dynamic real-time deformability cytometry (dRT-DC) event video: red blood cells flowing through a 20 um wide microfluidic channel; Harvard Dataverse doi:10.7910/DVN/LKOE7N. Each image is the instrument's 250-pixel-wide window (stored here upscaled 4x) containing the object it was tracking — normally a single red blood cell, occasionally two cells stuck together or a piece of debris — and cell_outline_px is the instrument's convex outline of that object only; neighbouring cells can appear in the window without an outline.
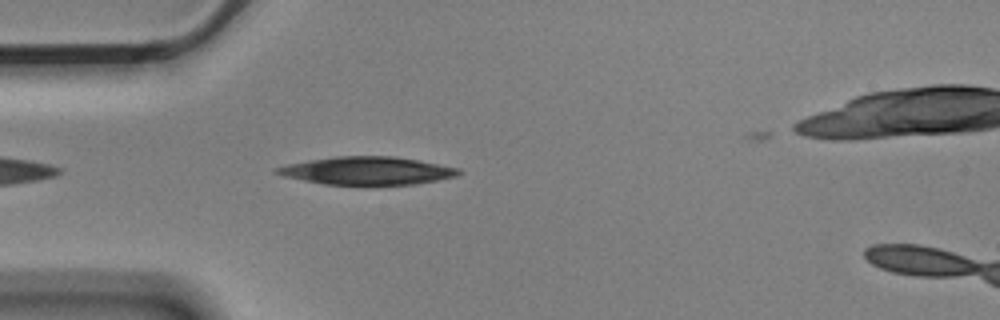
{"species": "Egyptian fruit bat (a non-hibernating species)", "species_latin": "Rousettus aegyptiacus", "temperature_condition": "cold", "stored_images_in_passage": 5, "camera_frame_rate_fps": 3000, "um_per_image_px": 0.085, "animal": {"sex": "male"}, "frame": {"image": 1, "passage_image": 4, "time_ms": 1.0, "image_size_px": [1000, 320], "cell_outline_px": [[464, 172], [456, 176], [416, 184], [324, 184], [284, 176], [272, 172], [276, 168], [288, 164], [336, 156], [392, 156], [420, 160], [460, 168]], "centroid_in_image_um": [31.26, 14.5], "position_along_channel_um": 53.7, "area_um2": 29.3}}